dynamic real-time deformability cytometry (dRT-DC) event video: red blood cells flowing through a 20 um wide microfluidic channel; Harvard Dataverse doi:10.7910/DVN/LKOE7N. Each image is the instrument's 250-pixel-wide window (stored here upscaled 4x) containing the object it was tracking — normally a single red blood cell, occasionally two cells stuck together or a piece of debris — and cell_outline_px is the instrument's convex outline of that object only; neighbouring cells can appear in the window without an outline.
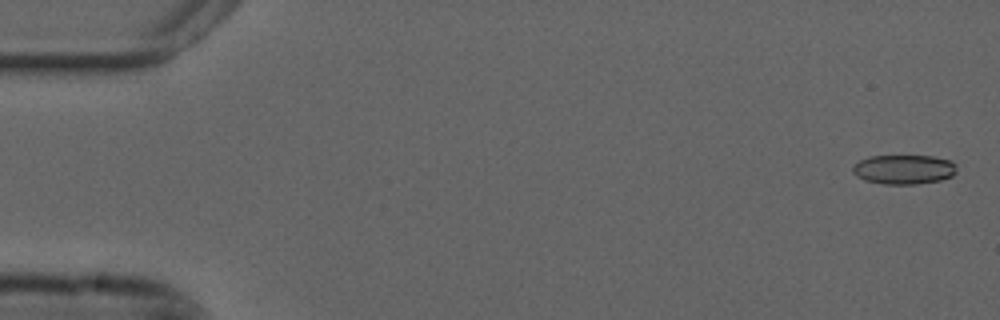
{"species": "common noctule bat (a hibernating species)", "species_latin": "Nyctalus noctula", "temperature_condition": "cold", "stored_images_in_passage": 54, "camera_frame_rate_fps": 3000, "um_per_image_px": 0.085, "animal": {"sex": "male", "forearm_length_mm": 52.5}, "frame": {"image": 1, "passage_image": 1, "time_ms": 0.0, "image_size_px": [1000, 320], "cell_outline_px": [[956, 172], [952, 176], [940, 180], [916, 184], [884, 184], [864, 180], [856, 176], [852, 172], [852, 168], [860, 160], [868, 156], [932, 156], [952, 160], [956, 164]], "centroid_in_image_um": [76.84, 14.4], "position_along_channel_um": 8.2, "area_um2": 17.92}}
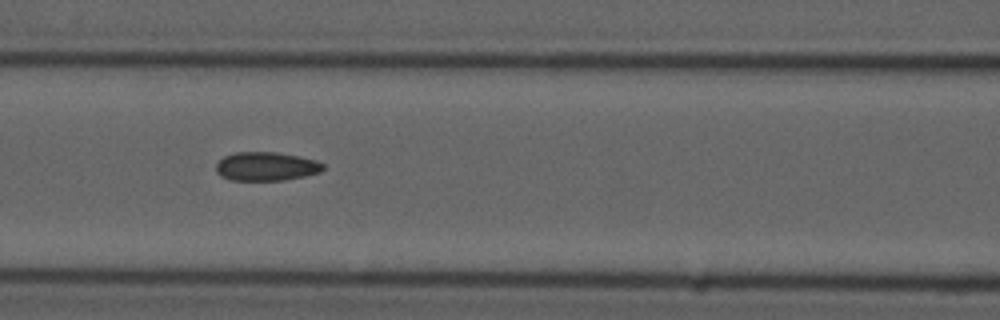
{"frame": {"image": 2, "passage_image": 23, "time_ms": 7.333, "image_size_px": [1000, 320], "cell_outline_px": [[324, 168], [320, 172], [304, 176], [280, 180], [232, 180], [220, 176], [216, 172], [216, 164], [224, 156], [236, 152], [276, 152], [316, 160], [324, 164]], "centroid_in_image_um": [22.6, 14.14], "position_along_channel_um": 144.0, "area_um2": 17.8}}
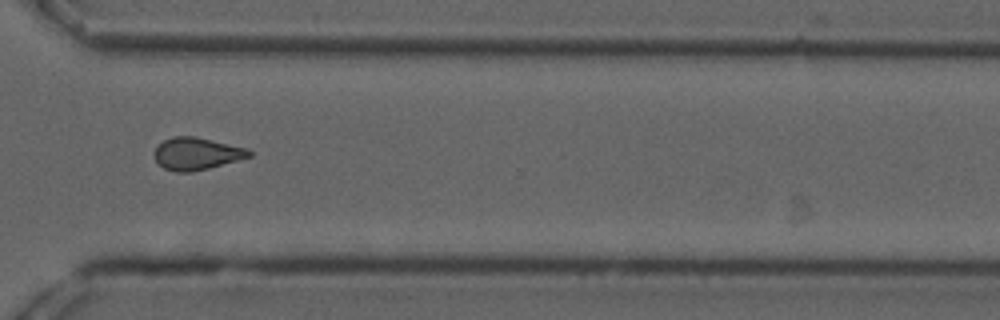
{"frame": {"image": 3, "passage_image": 40, "time_ms": 13.0, "image_size_px": [1000, 320], "cell_outline_px": [[252, 156], [208, 168], [192, 172], [176, 172], [164, 168], [156, 160], [156, 148], [164, 140], [172, 136], [196, 136], [248, 148], [252, 152]], "centroid_in_image_um": [16.75, 13.05], "position_along_channel_um": 353.9, "area_um2": 17.69}, "authors_computed_cell_mechanics": {"area_um2": 17.8602, "velocity_mm_per_s": 3.7079, "shape_relaxation_time_tau1_ms": null, "shape_relaxation_time_tau2_ms": 2.6224, "deformation_change_tau1": null, "deformation_change_tau2": 0.0825}}